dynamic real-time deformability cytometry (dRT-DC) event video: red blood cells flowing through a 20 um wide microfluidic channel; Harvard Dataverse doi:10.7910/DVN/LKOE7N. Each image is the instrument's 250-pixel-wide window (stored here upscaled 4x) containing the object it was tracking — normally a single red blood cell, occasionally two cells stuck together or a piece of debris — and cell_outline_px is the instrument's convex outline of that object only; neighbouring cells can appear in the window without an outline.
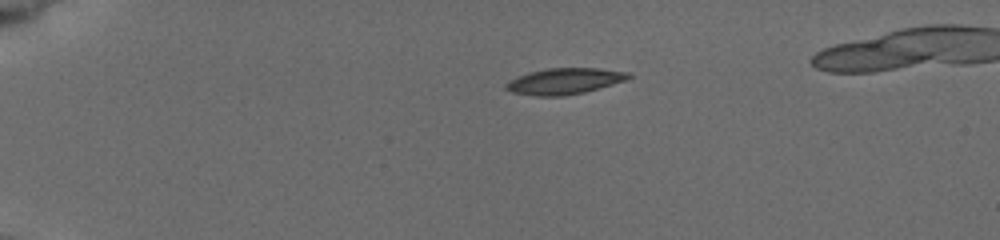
{"species": "common noctule bat (a hibernating species)", "species_latin": "Nyctalus noctula", "temperature_condition": "cold", "stored_images_in_passage": 78, "camera_frame_rate_fps": 3000, "um_per_image_px": 0.085, "animal": {"sex": "female", "body_mass_g": 19.5, "forearm_length_mm": 54.1}, "frame": {"image": 1, "passage_image": 1, "time_ms": 0.0, "image_size_px": [1000, 240], "cell_outline_px": [[632, 76], [624, 80], [612, 84], [584, 92], [564, 96], [536, 96], [512, 92], [504, 88], [504, 84], [516, 76], [528, 72], [548, 68], [596, 68], [628, 72]], "centroid_in_image_um": [47.91, 6.9], "position_along_channel_um": 37.1, "area_um2": 18.55}}
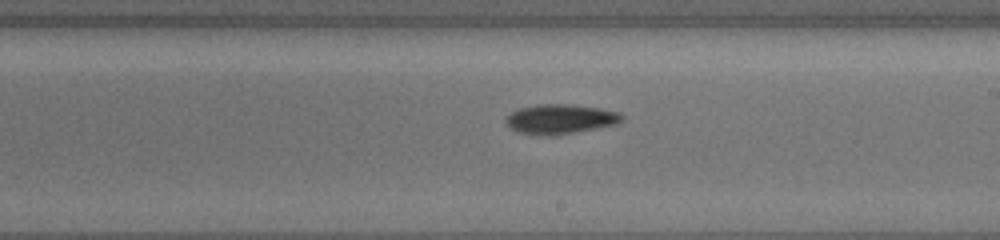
{"frame": {"image": 2, "passage_image": 30, "time_ms": 7.0, "image_size_px": [1000, 240], "cell_outline_px": [[624, 120], [616, 124], [556, 136], [544, 136], [516, 132], [504, 124], [504, 116], [520, 108], [540, 104], [572, 104], [600, 108], [620, 112], [624, 116]], "centroid_in_image_um": [47.59, 10.13], "position_along_channel_um": 241.4, "area_um2": 20.46}}
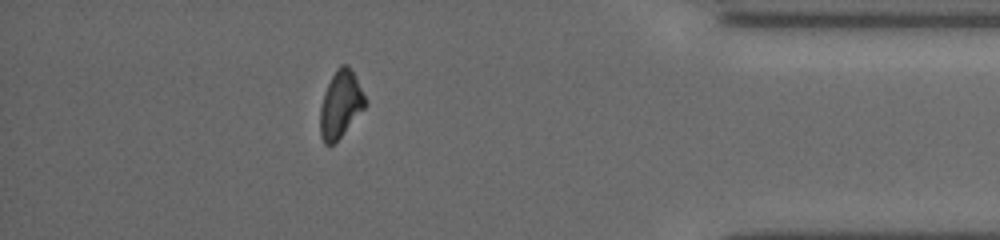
{"frame": {"image": 3, "passage_image": 63, "time_ms": 12.0, "image_size_px": [1000, 240], "cell_outline_px": [[368, 104], [340, 136], [332, 144], [324, 144], [320, 136], [320, 108], [324, 92], [336, 68], [340, 64], [348, 64]], "centroid_in_image_um": [28.92, 8.86], "position_along_channel_um": 406.3, "area_um2": 17.17}}